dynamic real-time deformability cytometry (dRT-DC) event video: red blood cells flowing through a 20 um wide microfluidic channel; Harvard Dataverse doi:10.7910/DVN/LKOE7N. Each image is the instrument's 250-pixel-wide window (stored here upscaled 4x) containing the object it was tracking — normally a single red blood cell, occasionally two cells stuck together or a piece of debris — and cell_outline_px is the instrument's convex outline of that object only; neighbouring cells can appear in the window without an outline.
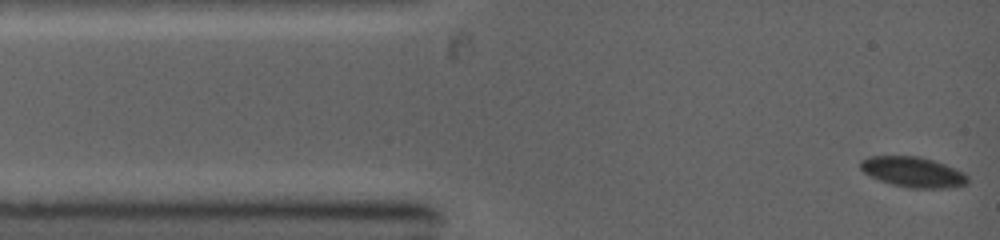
{"species": "common noctule bat (a hibernating species)", "species_latin": "Nyctalus noctula", "temperature_condition": "warm", "stored_images_in_passage": 7, "camera_frame_rate_fps": 5000, "um_per_image_px": 0.085, "animal": {"sex": "female", "body_mass_g": 19.0, "forearm_length_mm": 53.3}, "frame": {"image": 1, "passage_image": 1, "time_ms": 0.0, "image_size_px": [1000, 240], "cell_outline_px": [[968, 184], [944, 188], [908, 188], [892, 184], [880, 180], [864, 172], [860, 168], [860, 160], [868, 156], [920, 156], [944, 164], [964, 172], [968, 176]], "centroid_in_image_um": [77.61, 14.62], "position_along_channel_um": 7.4, "area_um2": 18.9}}
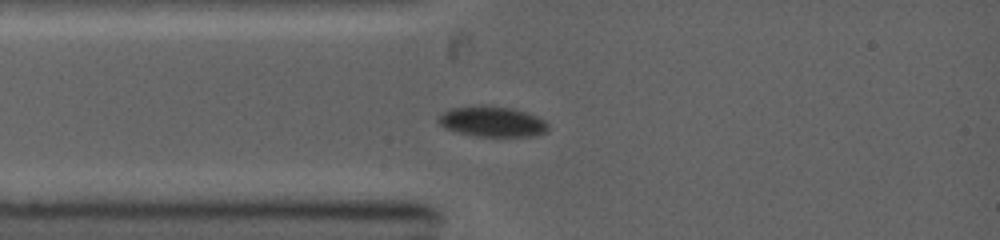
{"frame": {"image": 2, "passage_image": 4, "time_ms": 2.2, "image_size_px": [1000, 240], "cell_outline_px": [[548, 132], [536, 136], [476, 136], [460, 132], [448, 128], [440, 124], [440, 116], [444, 112], [452, 108], [480, 104], [488, 104], [512, 108], [536, 116], [544, 120], [548, 124]], "centroid_in_image_um": [41.9, 10.32], "position_along_channel_um": 43.1, "area_um2": 19.36}}
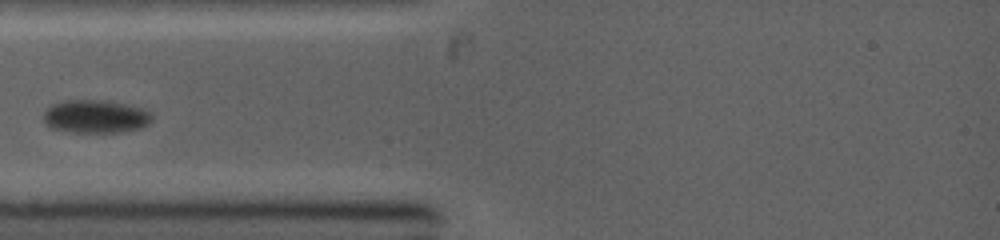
{"frame": {"image": 3, "passage_image": 5, "time_ms": 3.0, "image_size_px": [1000, 240], "cell_outline_px": [[152, 120], [148, 124], [140, 128], [116, 132], [72, 132], [48, 128], [44, 120], [44, 112], [52, 104], [64, 100], [108, 100], [128, 104], [144, 108], [152, 116]], "centroid_in_image_um": [8.11, 9.89], "position_along_channel_um": 76.9, "area_um2": 21.1}}